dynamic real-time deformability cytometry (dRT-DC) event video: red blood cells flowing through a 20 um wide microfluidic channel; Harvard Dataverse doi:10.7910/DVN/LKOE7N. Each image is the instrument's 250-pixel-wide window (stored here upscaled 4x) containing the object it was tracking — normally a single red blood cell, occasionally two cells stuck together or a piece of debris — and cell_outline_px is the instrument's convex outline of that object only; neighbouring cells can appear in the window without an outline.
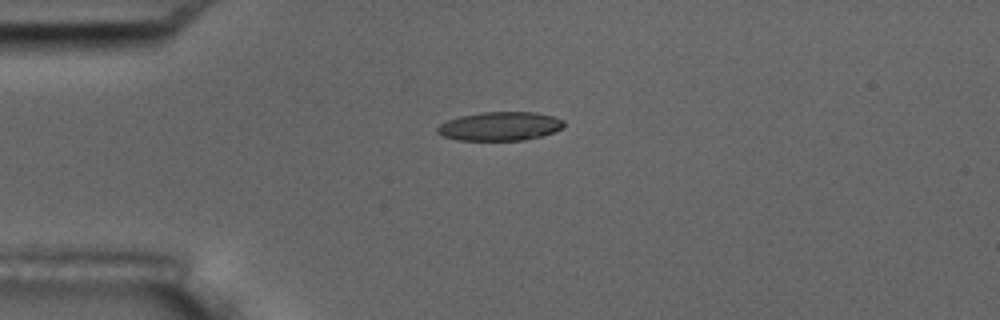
{"species": "common noctule bat (a hibernating species)", "species_latin": "Nyctalus noctula", "temperature_condition": "room temperature", "stored_images_in_passage": 5, "camera_frame_rate_fps": 3000, "um_per_image_px": 0.085, "animal": {"sex": "male", "body_mass_g": 17.5, "forearm_length_mm": 52.3}, "frame": {"image": 1, "passage_image": 5, "time_ms": 5.333, "image_size_px": [1000, 320], "cell_outline_px": [[564, 124], [560, 128], [552, 132], [540, 136], [524, 140], [456, 140], [444, 136], [436, 132], [436, 128], [440, 124], [448, 120], [460, 116], [480, 112], [536, 112], [552, 116], [564, 120]], "centroid_in_image_um": [42.46, 10.72], "position_along_channel_um": 42.5, "area_um2": 21.1}}